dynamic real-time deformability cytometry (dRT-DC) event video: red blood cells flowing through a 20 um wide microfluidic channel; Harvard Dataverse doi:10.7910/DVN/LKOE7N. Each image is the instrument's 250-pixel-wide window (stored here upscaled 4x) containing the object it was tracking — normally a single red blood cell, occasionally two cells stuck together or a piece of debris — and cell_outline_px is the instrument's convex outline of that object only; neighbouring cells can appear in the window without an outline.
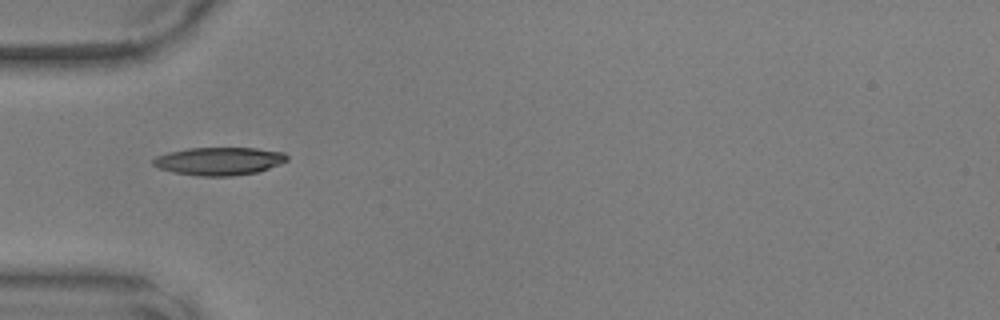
{"species": "common noctule bat (a hibernating species)", "species_latin": "Nyctalus noctula", "temperature_condition": "warm", "stored_images_in_passage": 34, "camera_frame_rate_fps": 3000, "um_per_image_px": 0.085, "animal": {"sex": "male", "body_mass_g": 17.9, "forearm_length_mm": 54.2}, "frame": {"image": 1, "passage_image": 1, "time_ms": 0.0, "image_size_px": [1000, 320], "cell_outline_px": [[288, 160], [280, 164], [256, 172], [232, 176], [196, 176], [176, 172], [160, 168], [152, 164], [152, 160], [156, 156], [168, 152], [188, 148], [256, 148], [284, 152], [288, 156]], "centroid_in_image_um": [18.63, 13.69], "position_along_channel_um": 66.4, "area_um2": 21.73}}
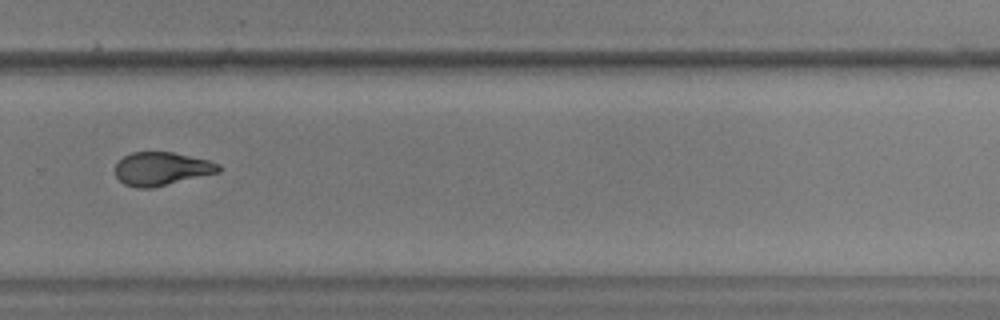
{"frame": {"image": 2, "passage_image": 19, "time_ms": 6.0, "image_size_px": [1000, 320], "cell_outline_px": [[220, 172], [152, 188], [136, 188], [124, 184], [116, 176], [116, 164], [124, 156], [132, 152], [172, 152], [208, 160], [220, 164]], "centroid_in_image_um": [13.74, 14.35], "position_along_channel_um": 316.1, "area_um2": 20.0}}
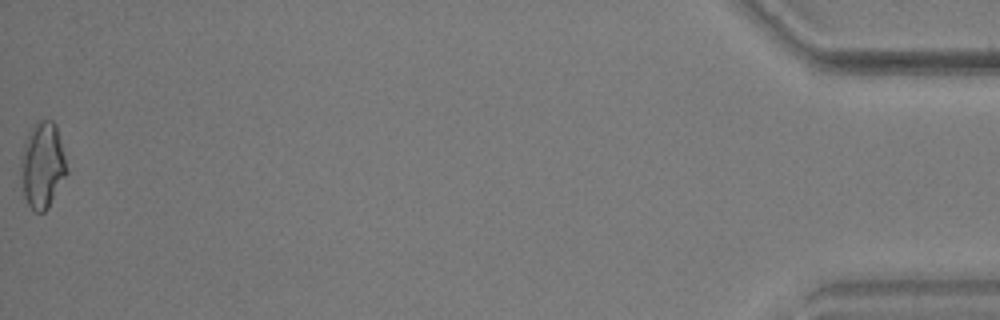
{"frame": {"image": 3, "passage_image": 34, "time_ms": 11.0, "image_size_px": [1000, 320], "cell_outline_px": [[68, 172], [48, 208], [44, 212], [32, 212], [24, 196], [20, 172], [20, 156], [28, 132], [36, 120], [52, 120], [56, 124]], "centroid_in_image_um": [3.58, 14.04], "position_along_channel_um": 431.6, "area_um2": 23.18}}